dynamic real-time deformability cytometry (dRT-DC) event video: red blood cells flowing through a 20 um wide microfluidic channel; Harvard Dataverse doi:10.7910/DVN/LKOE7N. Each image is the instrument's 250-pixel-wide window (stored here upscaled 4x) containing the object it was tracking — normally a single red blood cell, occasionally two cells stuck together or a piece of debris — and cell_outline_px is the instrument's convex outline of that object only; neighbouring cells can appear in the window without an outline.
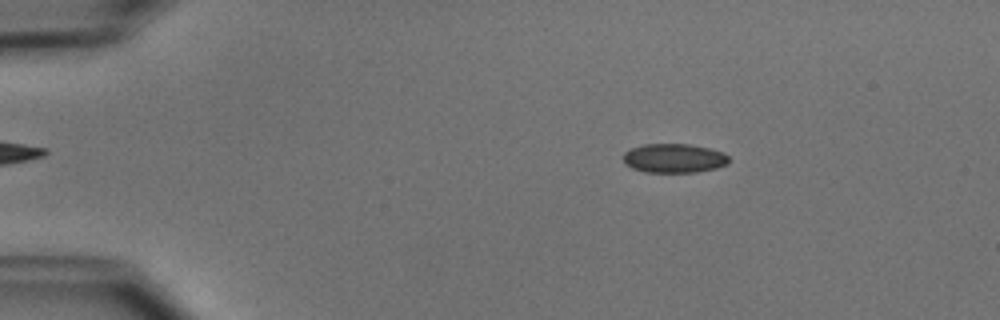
{"species": "common noctule bat (a hibernating species)", "species_latin": "Nyctalus noctula", "temperature_condition": "cold", "stored_images_in_passage": 53, "camera_frame_rate_fps": 3000, "um_per_image_px": 0.085, "animal": {"sex": "male", "body_mass_g": 15.6}, "frame": {"image": 1, "passage_image": 10, "time_ms": 3.0, "image_size_px": [1000, 320], "cell_outline_px": [[728, 164], [716, 168], [696, 172], [644, 172], [632, 168], [624, 164], [624, 152], [632, 148], [644, 144], [688, 144], [708, 148], [724, 152], [728, 156]], "centroid_in_image_um": [57.29, 13.45], "position_along_channel_um": 27.7, "area_um2": 17.92}}
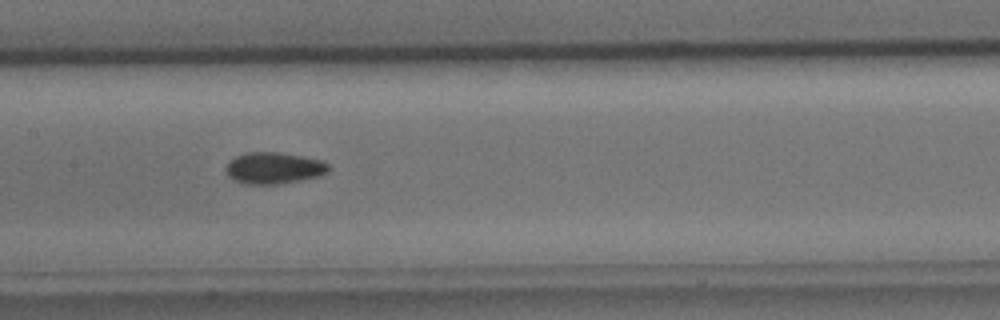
{"frame": {"image": 2, "passage_image": 27, "time_ms": 8.667, "image_size_px": [1000, 320], "cell_outline_px": [[328, 172], [320, 176], [300, 180], [276, 184], [248, 184], [236, 180], [228, 176], [224, 168], [228, 160], [236, 156], [248, 152], [280, 152], [324, 160], [328, 164]], "centroid_in_image_um": [23.27, 14.27], "position_along_channel_um": 184.1, "area_um2": 18.96}}
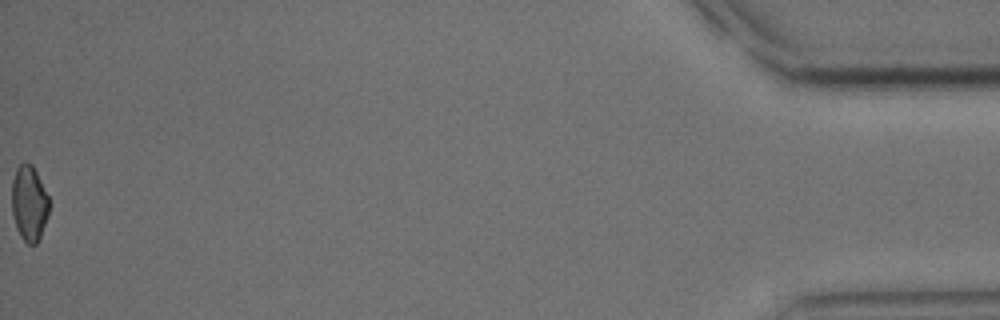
{"frame": {"image": 3, "passage_image": 53, "time_ms": 17.333, "image_size_px": [1000, 320], "cell_outline_px": [[48, 216], [40, 236], [36, 244], [28, 244], [20, 236], [16, 228], [12, 212], [12, 180], [16, 168], [24, 160], [32, 164], [48, 196]], "centroid_in_image_um": [2.46, 17.26], "position_along_channel_um": 432.7, "area_um2": 16.36}, "authors_computed_cell_mechanics": {"area_um2": 18.0914, "velocity_mm_per_s": 3.9309, "shape_relaxation_time_tau1_ms": 3.2979, "shape_relaxation_time_tau2_ms": 9.479, "deformation_change_tau1": 0.0629, "deformation_change_tau2": 0.1229}}